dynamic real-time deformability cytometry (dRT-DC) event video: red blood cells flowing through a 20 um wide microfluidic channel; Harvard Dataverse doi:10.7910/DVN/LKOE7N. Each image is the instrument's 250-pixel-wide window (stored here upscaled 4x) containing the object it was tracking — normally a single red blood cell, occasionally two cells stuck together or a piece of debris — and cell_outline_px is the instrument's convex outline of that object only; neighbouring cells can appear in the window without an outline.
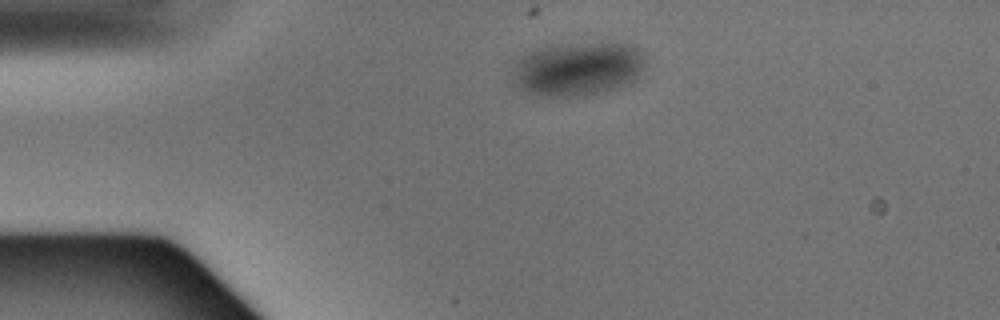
{"species": "Egyptian fruit bat (a non-hibernating species)", "species_latin": "Rousettus aegyptiacus", "temperature_condition": "warm", "stored_images_in_passage": 2, "camera_frame_rate_fps": 3000, "um_per_image_px": 0.085, "animal": {"sex": "male"}, "frame": {"image": 1, "passage_image": 1, "time_ms": 0.0, "image_size_px": [1000, 320], "cell_outline_px": [[644, 68], [632, 84], [620, 88], [604, 92], [580, 96], [548, 96], [532, 92], [520, 88], [512, 84], [512, 72], [516, 64], [528, 52], [548, 48], [580, 44], [628, 44], [636, 48], [644, 56]], "centroid_in_image_um": [49.17, 5.9], "position_along_channel_um": 35.8, "area_um2": 40.81}}